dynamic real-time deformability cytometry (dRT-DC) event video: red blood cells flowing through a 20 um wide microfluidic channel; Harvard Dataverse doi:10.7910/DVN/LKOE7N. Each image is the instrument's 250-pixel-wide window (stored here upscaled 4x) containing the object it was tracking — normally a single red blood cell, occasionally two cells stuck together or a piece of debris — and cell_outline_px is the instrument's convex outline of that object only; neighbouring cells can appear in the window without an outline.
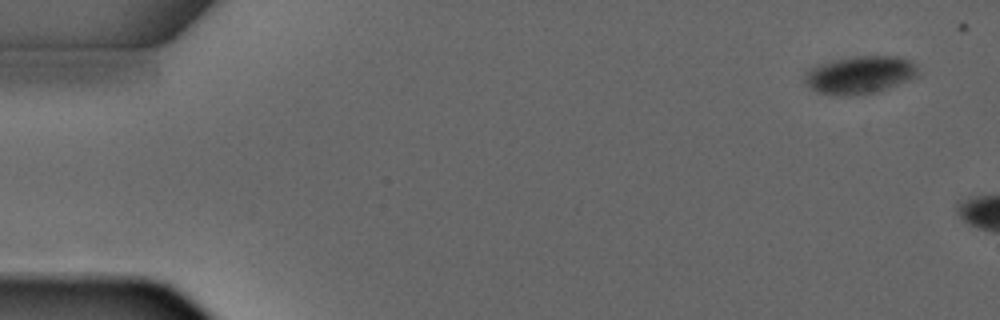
{"species": "common noctule bat (a hibernating species)", "species_latin": "Nyctalus noctula", "temperature_condition": "warm", "stored_images_in_passage": 2, "camera_frame_rate_fps": 3000, "um_per_image_px": 0.085, "animal": {"sex": "male", "forearm_length_mm": 52.5}, "frame": {"image": 1, "passage_image": 1, "time_ms": 0.0, "image_size_px": [1000, 320], "cell_outline_px": [[920, 76], [872, 92], [844, 96], [840, 96], [820, 92], [812, 88], [804, 80], [804, 72], [808, 68], [816, 64], [832, 60], [856, 56], [896, 56], [908, 60], [916, 64]], "centroid_in_image_um": [73.06, 6.33], "position_along_channel_um": 11.9, "area_um2": 24.68}}